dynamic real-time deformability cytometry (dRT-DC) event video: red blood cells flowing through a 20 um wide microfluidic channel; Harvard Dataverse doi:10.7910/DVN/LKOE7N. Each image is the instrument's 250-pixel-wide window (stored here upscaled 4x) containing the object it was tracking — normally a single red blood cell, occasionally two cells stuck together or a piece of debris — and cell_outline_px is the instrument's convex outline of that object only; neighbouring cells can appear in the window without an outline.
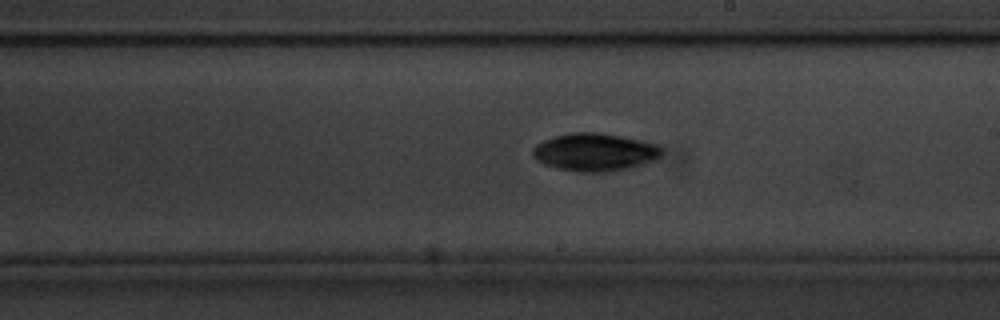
{"species": "common noctule bat (a hibernating species)", "species_latin": "Nyctalus noctula", "temperature_condition": "cold", "stored_images_in_passage": 42, "camera_frame_rate_fps": 3000, "um_per_image_px": 0.085, "animal": {"sex": "male", "body_mass_g": 20.1, "forearm_length_mm": 53.5}, "frame": {"image": 1, "passage_image": 24, "time_ms": 7.667, "image_size_px": [1000, 320], "cell_outline_px": [[664, 152], [656, 160], [632, 168], [608, 172], [576, 172], [556, 168], [544, 164], [536, 160], [532, 156], [532, 148], [536, 144], [544, 140], [568, 132], [596, 132], [644, 140], [660, 144], [664, 148]], "centroid_in_image_um": [50.6, 12.94], "position_along_channel_um": 238.4, "area_um2": 29.07}, "authors_computed_cell_mechanics": {"area_um2": 26.7325, "velocity_mm_per_s": 3.5727, "shape_relaxation_time_tau1_ms": 2.7731, "shape_relaxation_time_tau2_ms": null, "deformation_change_tau1": 0.1093, "deformation_change_tau2": null}}